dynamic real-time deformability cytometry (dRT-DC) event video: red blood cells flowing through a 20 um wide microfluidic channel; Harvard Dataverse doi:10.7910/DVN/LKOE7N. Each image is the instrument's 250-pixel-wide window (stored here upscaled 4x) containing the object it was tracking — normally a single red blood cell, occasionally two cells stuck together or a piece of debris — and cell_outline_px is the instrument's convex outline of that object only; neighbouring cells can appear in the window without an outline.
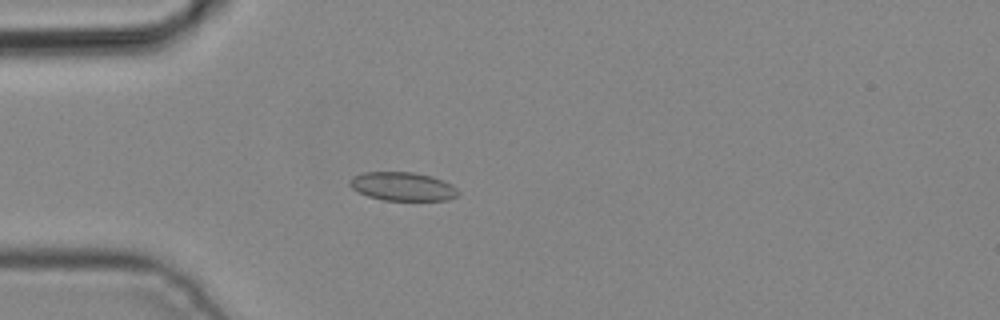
{"species": "common noctule bat (a hibernating species)", "species_latin": "Nyctalus noctula", "temperature_condition": "cold", "stored_images_in_passage": 4, "camera_frame_rate_fps": 3000, "um_per_image_px": 0.085, "animal": {"sex": "male", "body_mass_g": 19.2, "forearm_length_mm": 51.8}, "frame": {"image": 1, "passage_image": 4, "time_ms": 1.0, "image_size_px": [1000, 320], "cell_outline_px": [[460, 196], [448, 200], [384, 200], [368, 196], [356, 192], [348, 184], [348, 180], [352, 176], [364, 172], [412, 172], [432, 176], [452, 184], [460, 192]], "centroid_in_image_um": [34.22, 15.85], "position_along_channel_um": 50.8, "area_um2": 18.32}}